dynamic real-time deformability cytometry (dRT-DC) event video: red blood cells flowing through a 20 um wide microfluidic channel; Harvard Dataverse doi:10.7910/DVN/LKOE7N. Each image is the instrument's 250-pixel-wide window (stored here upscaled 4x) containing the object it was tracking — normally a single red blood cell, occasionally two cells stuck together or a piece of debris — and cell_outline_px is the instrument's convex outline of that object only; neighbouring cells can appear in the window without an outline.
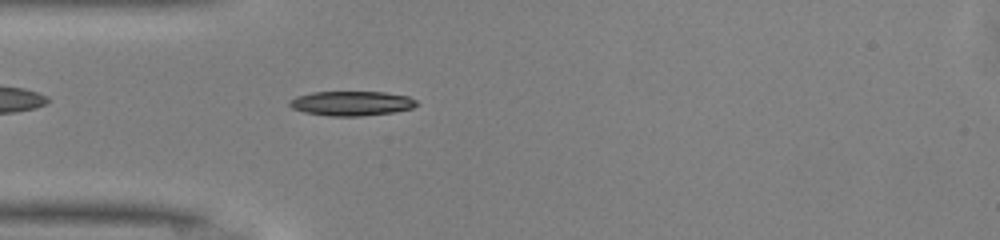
{"species": "common noctule bat (a hibernating species)", "species_latin": "Nyctalus noctula", "temperature_condition": "warm", "stored_images_in_passage": 38, "camera_frame_rate_fps": 3000, "um_per_image_px": 0.085, "animal": {"sex": "male", "body_mass_g": 13.0, "forearm_length_mm": 53.1}, "frame": {"image": 1, "passage_image": 3, "time_ms": 0.667, "image_size_px": [1000, 240], "cell_outline_px": [[420, 104], [412, 108], [392, 112], [360, 116], [328, 116], [304, 112], [292, 108], [288, 104], [288, 100], [296, 96], [312, 92], [384, 92], [408, 96], [416, 100]], "centroid_in_image_um": [29.86, 8.78], "position_along_channel_um": 55.1, "area_um2": 18.26}}
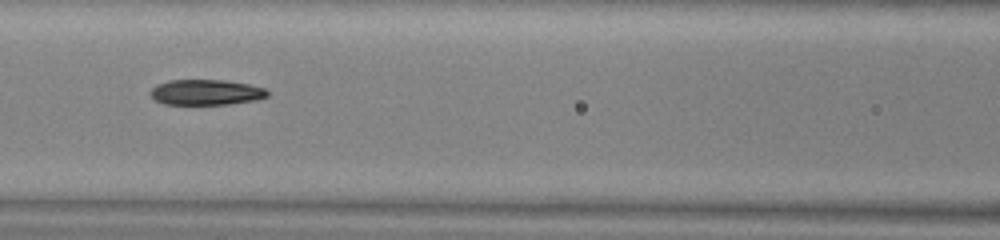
{"frame": {"image": 2, "passage_image": 10, "time_ms": 3.0, "image_size_px": [1000, 240], "cell_outline_px": [[268, 96], [256, 100], [228, 104], [164, 104], [156, 100], [152, 96], [152, 88], [156, 84], [168, 80], [224, 80], [248, 84], [264, 88], [268, 92]], "centroid_in_image_um": [17.52, 7.84], "position_along_channel_um": 149.1, "area_um2": 17.22}}
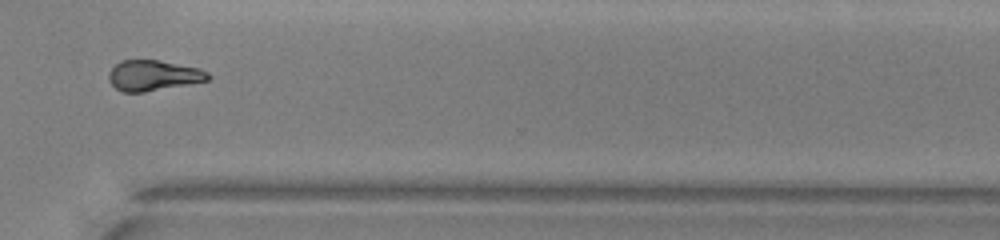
{"frame": {"image": 3, "passage_image": 25, "time_ms": 8.0, "image_size_px": [1000, 240], "cell_outline_px": [[212, 76], [208, 80], [188, 84], [144, 92], [120, 92], [108, 80], [108, 72], [120, 60], [160, 60], [200, 68], [208, 72]], "centroid_in_image_um": [13.03, 6.41], "position_along_channel_um": 357.6, "area_um2": 17.74}, "authors_computed_cell_mechanics": {"area_um2": 18.0336, "velocity_mm_per_s": 4.1699, "shape_relaxation_time_tau1_ms": 4.4248, "shape_relaxation_time_tau2_ms": 5.7528, "deformation_change_tau1": 0.1454, "deformation_change_tau2": 0.1267}}